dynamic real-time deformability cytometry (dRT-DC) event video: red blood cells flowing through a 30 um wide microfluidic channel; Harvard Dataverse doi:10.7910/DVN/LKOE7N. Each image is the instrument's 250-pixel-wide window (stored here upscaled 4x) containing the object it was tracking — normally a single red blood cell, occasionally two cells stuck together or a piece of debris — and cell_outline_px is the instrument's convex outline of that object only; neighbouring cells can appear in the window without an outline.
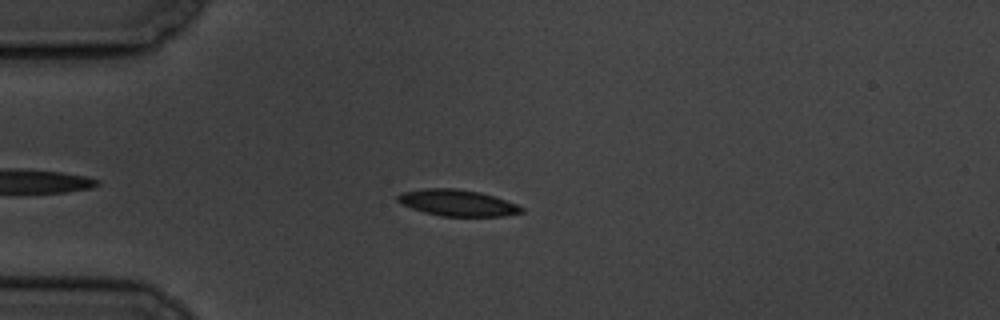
{"species": "common noctule bat (a hibernating species)", "species_latin": "Nyctalus noctula", "temperature_condition": "cold", "stored_images_in_passage": 48, "camera_frame_rate_fps": 3000, "um_per_image_px": 0.085, "animal": {"sex": "male", "body_mass_g": 19.5, "forearm_length_mm": 54.6}, "frame": {"image": 1, "passage_image": 9, "time_ms": 2.667, "image_size_px": [1000, 320], "cell_outline_px": [[524, 212], [504, 216], [440, 216], [424, 212], [400, 204], [396, 200], [396, 196], [400, 192], [428, 188], [456, 188], [480, 192], [496, 196], [516, 204], [524, 208]], "centroid_in_image_um": [38.87, 17.24], "position_along_channel_um": 46.1, "area_um2": 19.19}}
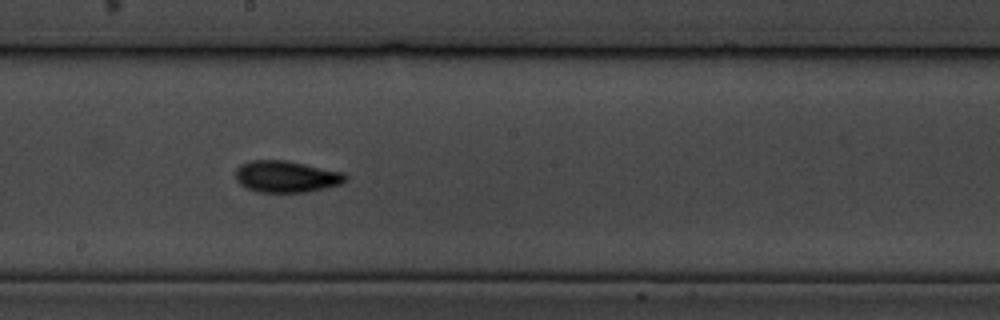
{"frame": {"image": 2, "passage_image": 26, "time_ms": 8.333, "image_size_px": [1000, 320], "cell_outline_px": [[348, 180], [340, 184], [308, 192], [256, 192], [244, 188], [236, 180], [236, 168], [240, 164], [248, 160], [284, 160], [344, 172], [348, 176]], "centroid_in_image_um": [24.31, 15.01], "position_along_channel_um": 223.9, "area_um2": 20.46}}
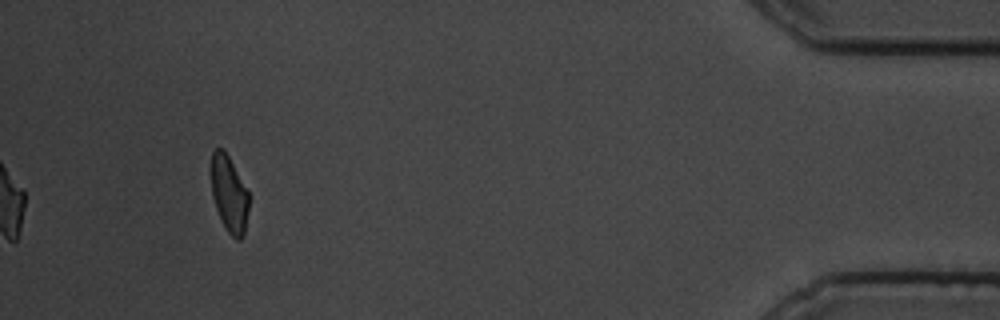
{"frame": {"image": 3, "passage_image": 48, "time_ms": 15.667, "image_size_px": [1000, 320], "cell_outline_px": [[248, 208], [244, 236], [240, 240], [236, 240], [224, 228], [216, 208], [212, 196], [208, 172], [208, 168], [212, 152], [216, 148], [224, 148], [248, 192]], "centroid_in_image_um": [19.41, 16.45], "position_along_channel_um": 415.8, "area_um2": 17.28}, "authors_computed_cell_mechanics": {"area_um2": 19.1029, "velocity_mm_per_s": 3.4731, "shape_relaxation_time_tau1_ms": 2.8102, "shape_relaxation_time_tau2_ms": 3.1101, "deformation_change_tau1": 0.1201, "deformation_change_tau2": 0.084}}